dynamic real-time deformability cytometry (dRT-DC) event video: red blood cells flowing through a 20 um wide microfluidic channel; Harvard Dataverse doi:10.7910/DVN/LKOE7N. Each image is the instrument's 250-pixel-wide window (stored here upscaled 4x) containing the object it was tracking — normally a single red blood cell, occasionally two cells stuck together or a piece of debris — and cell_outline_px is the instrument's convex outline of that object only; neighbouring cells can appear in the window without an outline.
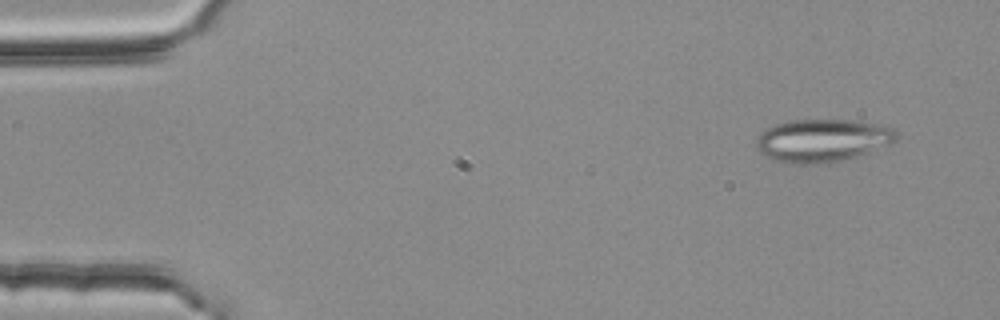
{"species": "common noctule bat (a hibernating species)", "species_latin": "Nyctalus noctula", "temperature_condition": "room temperature", "stored_images_in_passage": 3, "camera_frame_rate_fps": 3000, "um_per_image_px": 0.085, "animal": {"sex": "female", "body_mass_g": 25.1}, "frame": {"image": 1, "passage_image": 1, "time_ms": 0.0, "image_size_px": [1000, 320], "cell_outline_px": [[900, 136], [896, 140], [888, 144], [868, 152], [856, 156], [828, 164], [796, 164], [776, 160], [760, 152], [756, 148], [756, 140], [760, 132], [776, 124], [792, 120], [856, 120], [888, 124]], "centroid_in_image_um": [69.95, 11.92], "position_along_channel_um": 15.1, "area_um2": 35.2}}